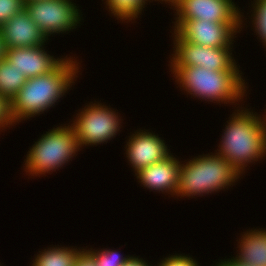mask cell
Listing matches in <instances>:
<instances>
[{
    "instance_id": "4",
    "label": "cell",
    "mask_w": 266,
    "mask_h": 266,
    "mask_svg": "<svg viewBox=\"0 0 266 266\" xmlns=\"http://www.w3.org/2000/svg\"><path fill=\"white\" fill-rule=\"evenodd\" d=\"M240 177L243 179V175L216 152L198 154L181 161L176 199H192L229 190L241 180Z\"/></svg>"
},
{
    "instance_id": "10",
    "label": "cell",
    "mask_w": 266,
    "mask_h": 266,
    "mask_svg": "<svg viewBox=\"0 0 266 266\" xmlns=\"http://www.w3.org/2000/svg\"><path fill=\"white\" fill-rule=\"evenodd\" d=\"M170 9L174 20H206L241 23V7L235 0H178Z\"/></svg>"
},
{
    "instance_id": "20",
    "label": "cell",
    "mask_w": 266,
    "mask_h": 266,
    "mask_svg": "<svg viewBox=\"0 0 266 266\" xmlns=\"http://www.w3.org/2000/svg\"><path fill=\"white\" fill-rule=\"evenodd\" d=\"M120 249L110 248H89L84 247V251L94 260L96 266H122L133 255H122ZM125 256V257H124Z\"/></svg>"
},
{
    "instance_id": "7",
    "label": "cell",
    "mask_w": 266,
    "mask_h": 266,
    "mask_svg": "<svg viewBox=\"0 0 266 266\" xmlns=\"http://www.w3.org/2000/svg\"><path fill=\"white\" fill-rule=\"evenodd\" d=\"M80 9L74 0H30L25 3L30 18L48 39L51 35L68 34L80 27L84 20Z\"/></svg>"
},
{
    "instance_id": "5",
    "label": "cell",
    "mask_w": 266,
    "mask_h": 266,
    "mask_svg": "<svg viewBox=\"0 0 266 266\" xmlns=\"http://www.w3.org/2000/svg\"><path fill=\"white\" fill-rule=\"evenodd\" d=\"M30 146L23 162L26 176L37 178L63 169L81 151L77 137L69 123L56 125L43 132ZM75 157V158H74Z\"/></svg>"
},
{
    "instance_id": "21",
    "label": "cell",
    "mask_w": 266,
    "mask_h": 266,
    "mask_svg": "<svg viewBox=\"0 0 266 266\" xmlns=\"http://www.w3.org/2000/svg\"><path fill=\"white\" fill-rule=\"evenodd\" d=\"M25 9L24 0H0V26Z\"/></svg>"
},
{
    "instance_id": "11",
    "label": "cell",
    "mask_w": 266,
    "mask_h": 266,
    "mask_svg": "<svg viewBox=\"0 0 266 266\" xmlns=\"http://www.w3.org/2000/svg\"><path fill=\"white\" fill-rule=\"evenodd\" d=\"M130 133L125 141L124 154L134 174L142 168L165 159L172 152L166 141L155 131L153 133L152 130L139 128Z\"/></svg>"
},
{
    "instance_id": "3",
    "label": "cell",
    "mask_w": 266,
    "mask_h": 266,
    "mask_svg": "<svg viewBox=\"0 0 266 266\" xmlns=\"http://www.w3.org/2000/svg\"><path fill=\"white\" fill-rule=\"evenodd\" d=\"M169 70L178 85L176 88L180 87L187 98L189 95L208 104H229L235 109L243 106L244 97L246 100L249 93V84L241 70L213 71L196 66L170 67Z\"/></svg>"
},
{
    "instance_id": "15",
    "label": "cell",
    "mask_w": 266,
    "mask_h": 266,
    "mask_svg": "<svg viewBox=\"0 0 266 266\" xmlns=\"http://www.w3.org/2000/svg\"><path fill=\"white\" fill-rule=\"evenodd\" d=\"M236 239L234 259L247 266H266V228H249Z\"/></svg>"
},
{
    "instance_id": "2",
    "label": "cell",
    "mask_w": 266,
    "mask_h": 266,
    "mask_svg": "<svg viewBox=\"0 0 266 266\" xmlns=\"http://www.w3.org/2000/svg\"><path fill=\"white\" fill-rule=\"evenodd\" d=\"M245 107L233 110L223 125L225 128L215 150L242 175L247 173L249 165L258 164L266 157V109L264 114H258L255 109Z\"/></svg>"
},
{
    "instance_id": "27",
    "label": "cell",
    "mask_w": 266,
    "mask_h": 266,
    "mask_svg": "<svg viewBox=\"0 0 266 266\" xmlns=\"http://www.w3.org/2000/svg\"><path fill=\"white\" fill-rule=\"evenodd\" d=\"M5 52H6L5 44L0 33V60L5 58Z\"/></svg>"
},
{
    "instance_id": "14",
    "label": "cell",
    "mask_w": 266,
    "mask_h": 266,
    "mask_svg": "<svg viewBox=\"0 0 266 266\" xmlns=\"http://www.w3.org/2000/svg\"><path fill=\"white\" fill-rule=\"evenodd\" d=\"M0 33L6 49L47 45L49 40L25 9L1 25Z\"/></svg>"
},
{
    "instance_id": "9",
    "label": "cell",
    "mask_w": 266,
    "mask_h": 266,
    "mask_svg": "<svg viewBox=\"0 0 266 266\" xmlns=\"http://www.w3.org/2000/svg\"><path fill=\"white\" fill-rule=\"evenodd\" d=\"M172 29L182 39L206 47H234L241 33V23H221L204 20H175ZM237 35V36H236Z\"/></svg>"
},
{
    "instance_id": "19",
    "label": "cell",
    "mask_w": 266,
    "mask_h": 266,
    "mask_svg": "<svg viewBox=\"0 0 266 266\" xmlns=\"http://www.w3.org/2000/svg\"><path fill=\"white\" fill-rule=\"evenodd\" d=\"M27 77L5 60H0V95L9 102L26 83Z\"/></svg>"
},
{
    "instance_id": "18",
    "label": "cell",
    "mask_w": 266,
    "mask_h": 266,
    "mask_svg": "<svg viewBox=\"0 0 266 266\" xmlns=\"http://www.w3.org/2000/svg\"><path fill=\"white\" fill-rule=\"evenodd\" d=\"M250 1L251 4L249 3L248 5H250L249 11L251 15L250 16L248 15L249 11L246 14V16L244 15V12H241V31H243L245 25L246 29L248 26L249 27L251 26V31H254V33H256L254 35L257 36L256 38L259 39L258 41L261 42L262 45L264 46V47L262 46V48H265L264 51H266V0H253V1L250 0ZM247 15L249 18H246ZM247 22H249V24L251 25L247 26Z\"/></svg>"
},
{
    "instance_id": "24",
    "label": "cell",
    "mask_w": 266,
    "mask_h": 266,
    "mask_svg": "<svg viewBox=\"0 0 266 266\" xmlns=\"http://www.w3.org/2000/svg\"><path fill=\"white\" fill-rule=\"evenodd\" d=\"M75 266H96L94 260L83 250L78 256Z\"/></svg>"
},
{
    "instance_id": "13",
    "label": "cell",
    "mask_w": 266,
    "mask_h": 266,
    "mask_svg": "<svg viewBox=\"0 0 266 266\" xmlns=\"http://www.w3.org/2000/svg\"><path fill=\"white\" fill-rule=\"evenodd\" d=\"M181 160L171 153L165 159L148 167L140 169L133 174L138 184L150 192L162 193L176 198ZM155 190V191H154Z\"/></svg>"
},
{
    "instance_id": "26",
    "label": "cell",
    "mask_w": 266,
    "mask_h": 266,
    "mask_svg": "<svg viewBox=\"0 0 266 266\" xmlns=\"http://www.w3.org/2000/svg\"><path fill=\"white\" fill-rule=\"evenodd\" d=\"M230 258L227 259H218V261H214L215 265L212 264L211 266H247L245 264H242L240 262H238L236 259H234L233 257L229 256Z\"/></svg>"
},
{
    "instance_id": "23",
    "label": "cell",
    "mask_w": 266,
    "mask_h": 266,
    "mask_svg": "<svg viewBox=\"0 0 266 266\" xmlns=\"http://www.w3.org/2000/svg\"><path fill=\"white\" fill-rule=\"evenodd\" d=\"M13 126L16 127L10 112V102L0 95V134Z\"/></svg>"
},
{
    "instance_id": "22",
    "label": "cell",
    "mask_w": 266,
    "mask_h": 266,
    "mask_svg": "<svg viewBox=\"0 0 266 266\" xmlns=\"http://www.w3.org/2000/svg\"><path fill=\"white\" fill-rule=\"evenodd\" d=\"M174 254V255H173ZM169 254L165 258L160 259L161 261L154 266H201L200 263L192 257V255H185L179 253Z\"/></svg>"
},
{
    "instance_id": "12",
    "label": "cell",
    "mask_w": 266,
    "mask_h": 266,
    "mask_svg": "<svg viewBox=\"0 0 266 266\" xmlns=\"http://www.w3.org/2000/svg\"><path fill=\"white\" fill-rule=\"evenodd\" d=\"M45 45L35 47H15L6 49L5 60L28 78L45 75L54 70L64 59L56 57L45 49ZM50 53V54H49Z\"/></svg>"
},
{
    "instance_id": "16",
    "label": "cell",
    "mask_w": 266,
    "mask_h": 266,
    "mask_svg": "<svg viewBox=\"0 0 266 266\" xmlns=\"http://www.w3.org/2000/svg\"><path fill=\"white\" fill-rule=\"evenodd\" d=\"M84 247L53 245L37 252L29 266H75Z\"/></svg>"
},
{
    "instance_id": "6",
    "label": "cell",
    "mask_w": 266,
    "mask_h": 266,
    "mask_svg": "<svg viewBox=\"0 0 266 266\" xmlns=\"http://www.w3.org/2000/svg\"><path fill=\"white\" fill-rule=\"evenodd\" d=\"M76 112L73 119L68 122L74 130L81 150L89 146L107 144L122 131L120 129L123 128L121 124L124 119L121 114L101 100L85 103Z\"/></svg>"
},
{
    "instance_id": "28",
    "label": "cell",
    "mask_w": 266,
    "mask_h": 266,
    "mask_svg": "<svg viewBox=\"0 0 266 266\" xmlns=\"http://www.w3.org/2000/svg\"><path fill=\"white\" fill-rule=\"evenodd\" d=\"M152 3L153 1L155 2H160L161 4H167L169 8H171L178 0H151Z\"/></svg>"
},
{
    "instance_id": "17",
    "label": "cell",
    "mask_w": 266,
    "mask_h": 266,
    "mask_svg": "<svg viewBox=\"0 0 266 266\" xmlns=\"http://www.w3.org/2000/svg\"><path fill=\"white\" fill-rule=\"evenodd\" d=\"M104 2V3H103ZM104 7L109 12L110 17L114 16L119 23H136V19L141 18L147 5L151 0H102ZM149 3V4H148ZM147 4V5H146ZM139 16V17H138ZM122 21V22H121Z\"/></svg>"
},
{
    "instance_id": "1",
    "label": "cell",
    "mask_w": 266,
    "mask_h": 266,
    "mask_svg": "<svg viewBox=\"0 0 266 266\" xmlns=\"http://www.w3.org/2000/svg\"><path fill=\"white\" fill-rule=\"evenodd\" d=\"M77 58L79 57L75 58V55H66L50 73L27 79L10 102L11 117L15 125L48 112L61 101L60 98L63 99L66 93L70 92L72 87L74 89V83L79 74L82 75L83 68V61Z\"/></svg>"
},
{
    "instance_id": "25",
    "label": "cell",
    "mask_w": 266,
    "mask_h": 266,
    "mask_svg": "<svg viewBox=\"0 0 266 266\" xmlns=\"http://www.w3.org/2000/svg\"><path fill=\"white\" fill-rule=\"evenodd\" d=\"M145 258H140V256H132L128 261H126L122 266H153L152 262L148 263Z\"/></svg>"
},
{
    "instance_id": "8",
    "label": "cell",
    "mask_w": 266,
    "mask_h": 266,
    "mask_svg": "<svg viewBox=\"0 0 266 266\" xmlns=\"http://www.w3.org/2000/svg\"><path fill=\"white\" fill-rule=\"evenodd\" d=\"M173 38V52L168 67L196 66L207 70H240L233 47H206L192 44L182 39L174 30L170 31Z\"/></svg>"
}]
</instances>
